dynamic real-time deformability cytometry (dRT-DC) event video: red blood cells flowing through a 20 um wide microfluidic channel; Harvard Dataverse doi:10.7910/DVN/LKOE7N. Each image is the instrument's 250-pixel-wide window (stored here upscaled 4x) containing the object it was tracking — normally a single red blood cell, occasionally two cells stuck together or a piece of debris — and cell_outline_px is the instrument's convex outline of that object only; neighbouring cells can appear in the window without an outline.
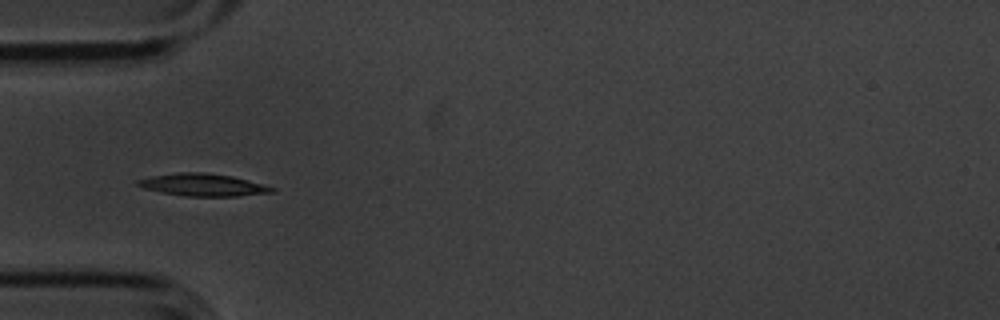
{"species": "common noctule bat (a hibernating species)", "species_latin": "Nyctalus noctula", "temperature_condition": "cold", "stored_images_in_passage": 9, "camera_frame_rate_fps": 3000, "um_per_image_px": 0.085, "animal": {"sex": "male", "body_mass_g": 20.1, "forearm_length_mm": 53.5}, "frame": {"image": 1, "passage_image": 6, "time_ms": 1.667, "image_size_px": [1000, 320], "cell_outline_px": [[276, 192], [236, 196], [184, 196], [160, 192], [144, 188], [136, 184], [136, 180], [152, 176], [176, 172], [204, 172], [232, 176], [248, 180], [276, 188]], "centroid_in_image_um": [17.25, 15.71], "position_along_channel_um": 67.8, "area_um2": 17.51}}
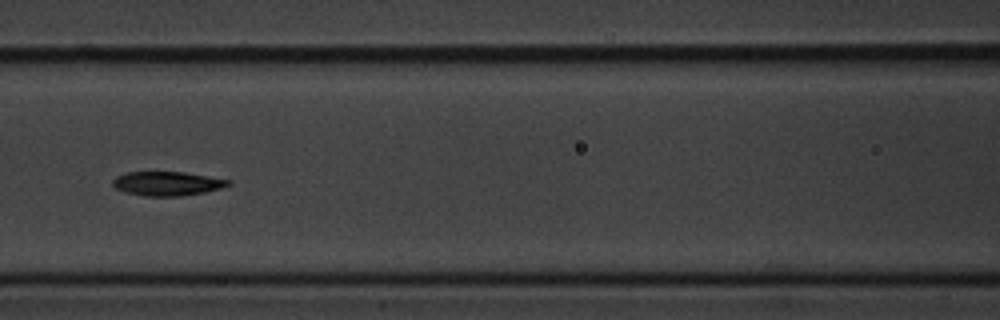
{"frame": {"image": 2, "passage_image": 8, "time_ms": 2.333, "image_size_px": [1000, 320], "cell_outline_px": [[232, 184], [220, 188], [204, 192], [180, 196], [144, 196], [128, 192], [116, 188], [112, 184], [112, 180], [116, 176], [128, 172], [184, 172], [232, 180]], "centroid_in_image_um": [14.23, 15.59], "position_along_channel_um": 152.4, "area_um2": 16.13}}
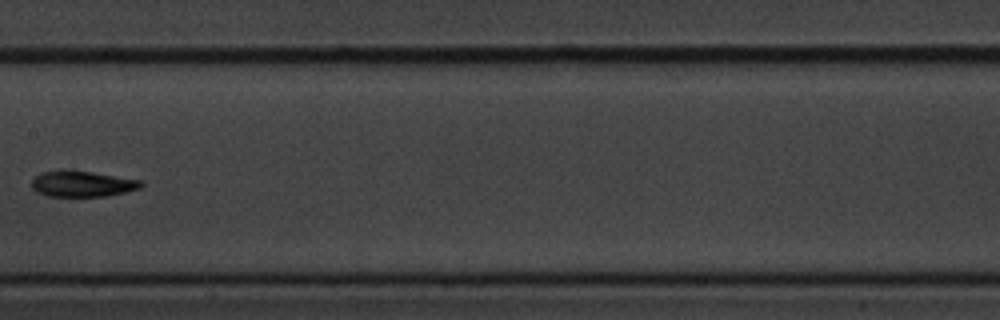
{"frame": {"image": 3, "passage_image": 9, "time_ms": 2.667, "image_size_px": [1000, 320], "cell_outline_px": [[144, 184], [140, 188], [124, 192], [104, 196], [48, 196], [36, 192], [32, 188], [32, 180], [40, 172], [60, 168], [68, 168], [140, 180]], "centroid_in_image_um": [6.92, 15.59], "position_along_channel_um": 200.5, "area_um2": 16.76}}